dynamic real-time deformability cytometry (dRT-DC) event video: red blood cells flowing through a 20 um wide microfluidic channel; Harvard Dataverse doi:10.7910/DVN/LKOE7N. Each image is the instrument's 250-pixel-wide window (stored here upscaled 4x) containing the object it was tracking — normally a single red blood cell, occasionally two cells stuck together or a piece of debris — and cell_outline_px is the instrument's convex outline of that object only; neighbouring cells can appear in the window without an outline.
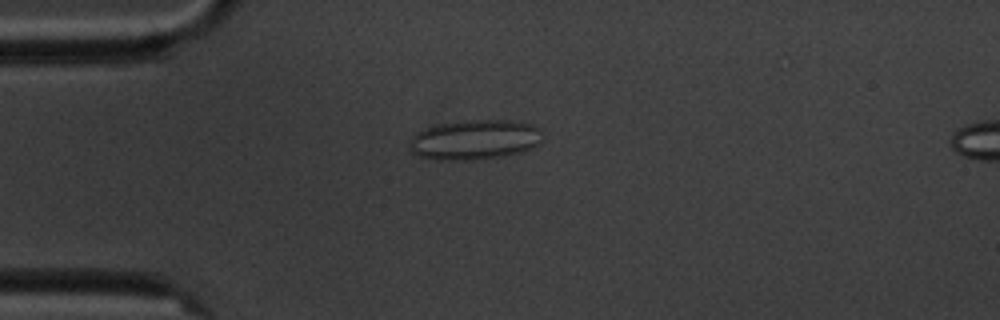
{"species": "common noctule bat (a hibernating species)", "species_latin": "Nyctalus noctula", "temperature_condition": "cold", "stored_images_in_passage": 7, "camera_frame_rate_fps": 3000, "um_per_image_px": 0.085, "animal": {"sex": "male", "body_mass_g": 20.1, "forearm_length_mm": 53.5}, "frame": {"image": 1, "passage_image": 4, "time_ms": 3.667, "image_size_px": [1000, 320], "cell_outline_px": [[540, 140], [532, 148], [520, 152], [500, 156], [476, 160], [436, 160], [420, 156], [412, 152], [408, 144], [408, 140], [416, 132], [424, 128], [440, 124], [468, 120], [512, 120], [532, 124], [540, 128]], "centroid_in_image_um": [40.3, 11.87], "position_along_channel_um": 44.7, "area_um2": 30.98}}
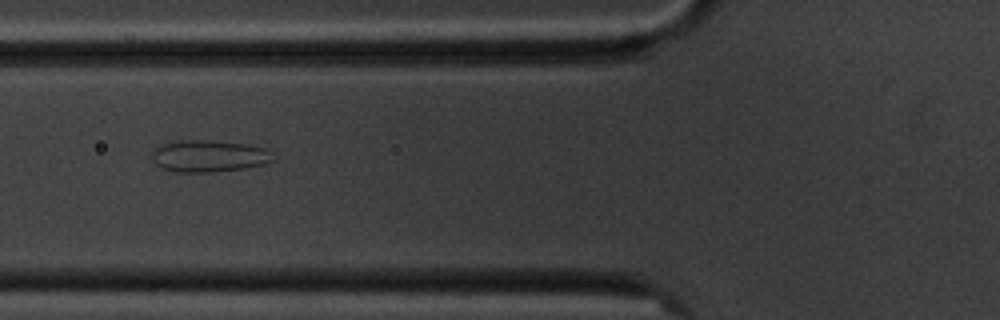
{"frame": {"image": 2, "passage_image": 6, "time_ms": 6.0, "image_size_px": [1000, 320], "cell_outline_px": [[276, 160], [264, 164], [244, 168], [212, 172], [176, 172], [164, 168], [148, 160], [152, 152], [160, 144], [180, 140], [212, 140], [248, 144], [264, 148], [272, 152]], "centroid_in_image_um": [17.74, 13.26], "position_along_channel_um": 108.1, "area_um2": 22.83}}